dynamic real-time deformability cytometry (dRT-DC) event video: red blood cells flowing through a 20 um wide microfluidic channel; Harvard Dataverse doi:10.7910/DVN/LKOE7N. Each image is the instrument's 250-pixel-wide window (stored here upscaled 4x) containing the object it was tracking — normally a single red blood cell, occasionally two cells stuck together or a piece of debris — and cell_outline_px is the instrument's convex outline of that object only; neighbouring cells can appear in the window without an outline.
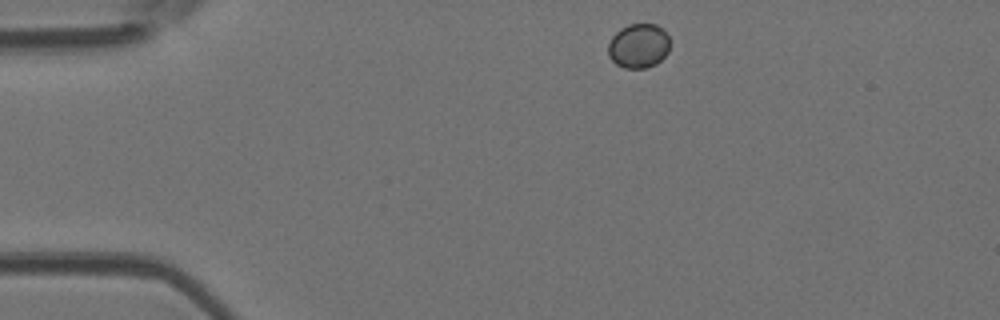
{"species": "Egyptian fruit bat (a non-hibernating species)", "species_latin": "Rousettus aegyptiacus", "temperature_condition": "room temperature", "stored_images_in_passage": 3, "camera_frame_rate_fps": 3000, "um_per_image_px": 0.085, "animal": {"sex": "female"}, "frame": {"image": 1, "passage_image": 1, "time_ms": 0.0, "image_size_px": [1000, 320], "cell_outline_px": [[668, 52], [656, 64], [644, 68], [624, 68], [616, 64], [608, 56], [608, 44], [612, 36], [620, 28], [628, 24], [656, 24], [668, 36]], "centroid_in_image_um": [54.24, 3.9], "position_along_channel_um": 30.8, "area_um2": 15.9}}
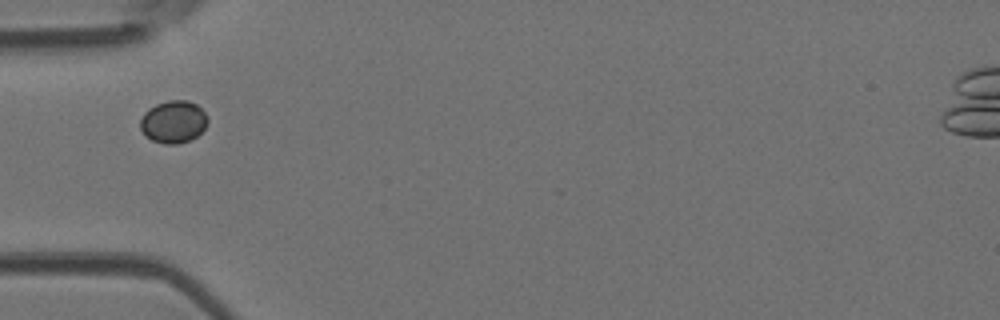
{"frame": {"image": 2, "passage_image": 3, "time_ms": 0.667, "image_size_px": [1000, 320], "cell_outline_px": [[208, 120], [204, 128], [196, 136], [188, 140], [176, 144], [164, 144], [152, 140], [144, 136], [140, 128], [140, 120], [144, 112], [148, 108], [156, 104], [168, 100], [188, 100], [196, 104], [208, 116]], "centroid_in_image_um": [14.71, 10.34], "position_along_channel_um": 70.3, "area_um2": 16.7}}